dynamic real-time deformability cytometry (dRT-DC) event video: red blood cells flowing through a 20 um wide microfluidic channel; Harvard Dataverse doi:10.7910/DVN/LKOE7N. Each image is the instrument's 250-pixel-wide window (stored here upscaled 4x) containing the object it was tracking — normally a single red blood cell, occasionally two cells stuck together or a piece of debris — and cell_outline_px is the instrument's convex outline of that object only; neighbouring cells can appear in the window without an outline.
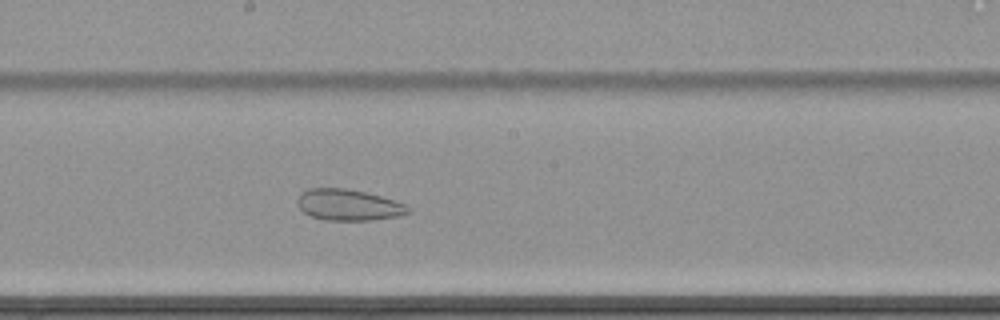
{"species": "common noctule bat (a hibernating species)", "species_latin": "Nyctalus noctula", "temperature_condition": "cold", "stored_images_in_passage": 65, "camera_frame_rate_fps": 3000, "um_per_image_px": 0.085, "animal": {"sex": "female", "body_mass_g": 22.7, "forearm_length_mm": 54.2}, "frame": {"image": 1, "passage_image": 39, "time_ms": 12.667, "image_size_px": [1000, 320], "cell_outline_px": [[412, 212], [400, 216], [372, 220], [324, 220], [312, 216], [304, 212], [300, 208], [296, 200], [300, 192], [308, 188], [344, 188], [364, 192], [380, 196], [404, 204], [412, 208]], "centroid_in_image_um": [29.62, 17.42], "position_along_channel_um": 218.6, "area_um2": 20.17}}
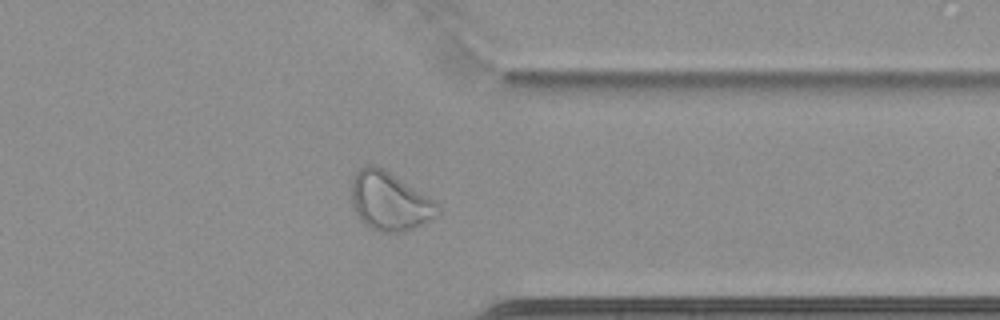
{"frame": {"image": 2, "passage_image": 53, "time_ms": 17.333, "image_size_px": [1000, 320], "cell_outline_px": [[440, 212], [436, 216], [424, 224], [416, 228], [404, 232], [380, 232], [364, 224], [352, 208], [352, 176], [360, 168], [368, 164], [376, 164], [384, 168], [432, 200], [440, 208]], "centroid_in_image_um": [33.08, 17.11], "position_along_channel_um": 378.3, "area_um2": 29.36}}
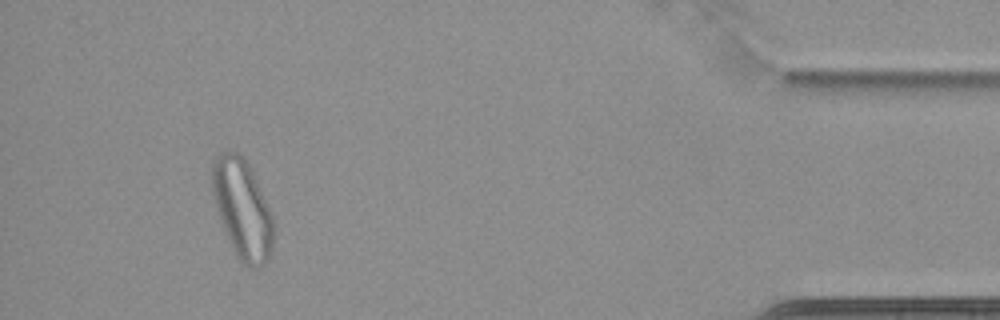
{"frame": {"image": 3, "passage_image": 61, "time_ms": 20.0, "image_size_px": [1000, 320], "cell_outline_px": [[272, 248], [264, 264], [260, 268], [248, 268], [240, 264], [224, 232], [216, 208], [212, 188], [212, 160], [220, 152], [236, 152], [244, 156], [256, 180], [272, 216]], "centroid_in_image_um": [20.56, 17.79], "position_along_channel_um": 414.6, "area_um2": 35.26}}